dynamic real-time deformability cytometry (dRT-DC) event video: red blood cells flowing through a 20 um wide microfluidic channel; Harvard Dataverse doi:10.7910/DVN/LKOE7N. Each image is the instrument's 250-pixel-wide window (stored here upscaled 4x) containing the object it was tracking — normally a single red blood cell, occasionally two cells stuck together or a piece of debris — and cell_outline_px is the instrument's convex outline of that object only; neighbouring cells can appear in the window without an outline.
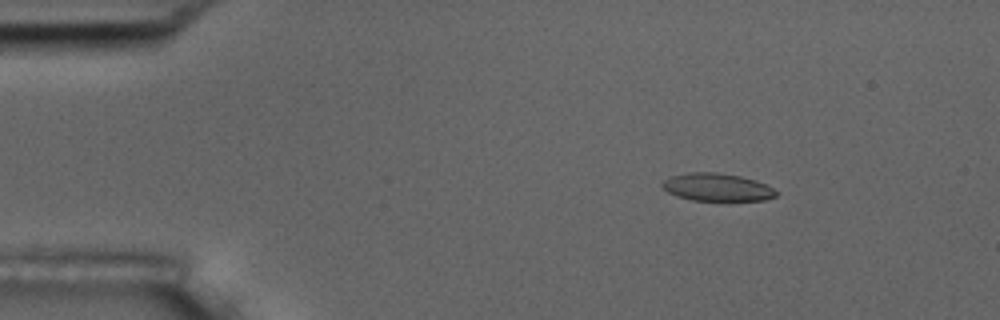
{"species": "common noctule bat (a hibernating species)", "species_latin": "Nyctalus noctula", "temperature_condition": "room temperature", "stored_images_in_passage": 4, "camera_frame_rate_fps": 3000, "um_per_image_px": 0.085, "animal": {"sex": "male", "body_mass_g": 17.5, "forearm_length_mm": 52.3}, "frame": {"image": 1, "passage_image": 1, "time_ms": 0.0, "image_size_px": [1000, 320], "cell_outline_px": [[776, 196], [764, 200], [692, 200], [676, 196], [668, 192], [660, 184], [668, 176], [688, 172], [716, 172], [740, 176], [756, 180], [772, 188], [776, 192]], "centroid_in_image_um": [60.89, 15.9], "position_along_channel_um": 24.1, "area_um2": 18.32}}
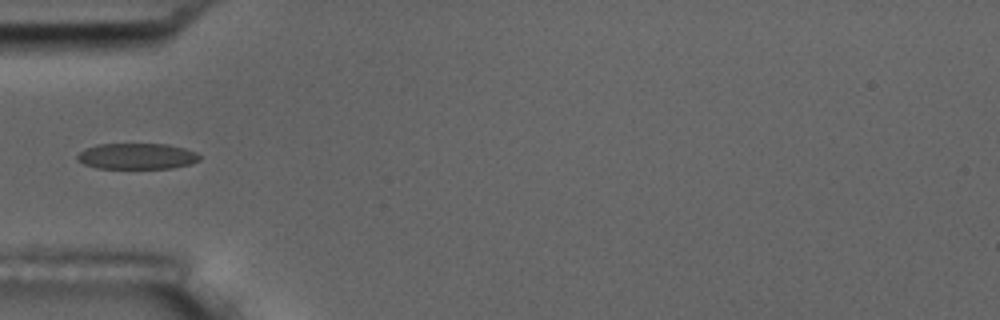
{"frame": {"image": 2, "passage_image": 4, "time_ms": 3.333, "image_size_px": [1000, 320], "cell_outline_px": [[200, 160], [188, 164], [172, 168], [96, 168], [84, 164], [76, 160], [76, 156], [84, 148], [96, 144], [168, 144], [184, 148], [196, 152], [200, 156]], "centroid_in_image_um": [11.6, 13.27], "position_along_channel_um": 73.4, "area_um2": 18.55}}